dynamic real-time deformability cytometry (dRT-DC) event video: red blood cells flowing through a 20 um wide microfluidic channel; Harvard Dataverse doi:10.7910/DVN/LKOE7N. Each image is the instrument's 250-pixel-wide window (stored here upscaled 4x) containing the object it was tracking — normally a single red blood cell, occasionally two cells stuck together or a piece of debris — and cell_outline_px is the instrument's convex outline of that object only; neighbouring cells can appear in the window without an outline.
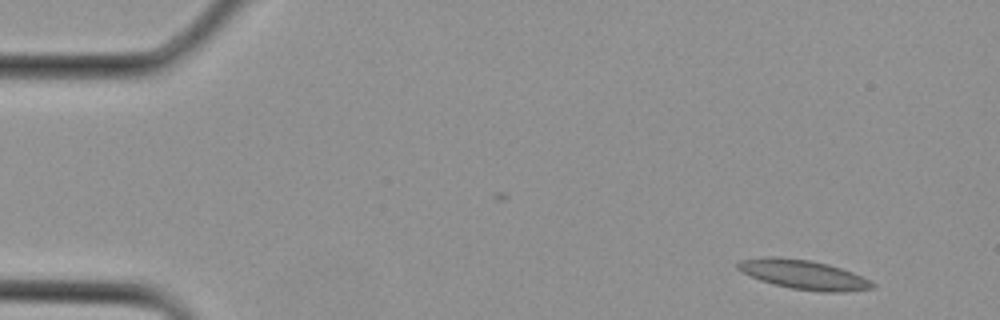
{"species": "Egyptian fruit bat (a non-hibernating species)", "species_latin": "Rousettus aegyptiacus", "temperature_condition": "cold", "stored_images_in_passage": 3, "camera_frame_rate_fps": 3000, "um_per_image_px": 0.085, "animal": {"sex": "female"}, "frame": {"image": 1, "passage_image": 1, "time_ms": 0.0, "image_size_px": [1000, 320], "cell_outline_px": [[876, 288], [840, 292], [820, 292], [792, 288], [772, 284], [760, 280], [736, 268], [736, 264], [740, 260], [776, 256], [808, 260], [828, 264], [852, 272], [876, 284]], "centroid_in_image_um": [68.31, 23.35], "position_along_channel_um": 16.7, "area_um2": 22.72}}
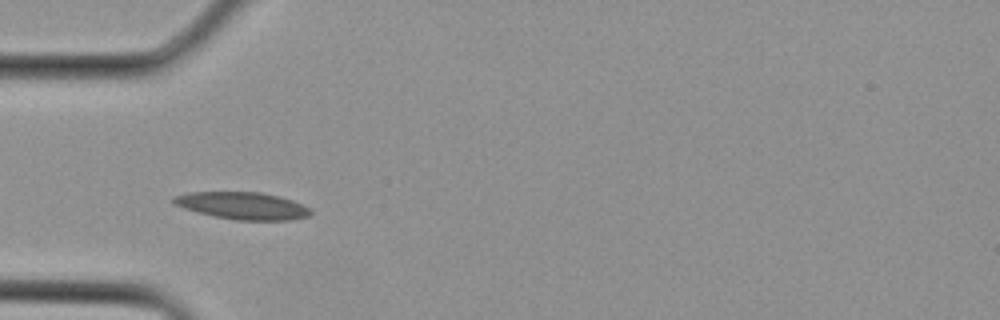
{"frame": {"image": 2, "passage_image": 3, "time_ms": 0.667, "image_size_px": [1000, 320], "cell_outline_px": [[312, 212], [308, 216], [292, 220], [236, 220], [212, 216], [196, 212], [184, 208], [176, 204], [172, 200], [172, 196], [188, 192], [260, 192], [280, 196], [292, 200], [312, 208]], "centroid_in_image_um": [20.63, 17.48], "position_along_channel_um": 64.4, "area_um2": 21.91}}